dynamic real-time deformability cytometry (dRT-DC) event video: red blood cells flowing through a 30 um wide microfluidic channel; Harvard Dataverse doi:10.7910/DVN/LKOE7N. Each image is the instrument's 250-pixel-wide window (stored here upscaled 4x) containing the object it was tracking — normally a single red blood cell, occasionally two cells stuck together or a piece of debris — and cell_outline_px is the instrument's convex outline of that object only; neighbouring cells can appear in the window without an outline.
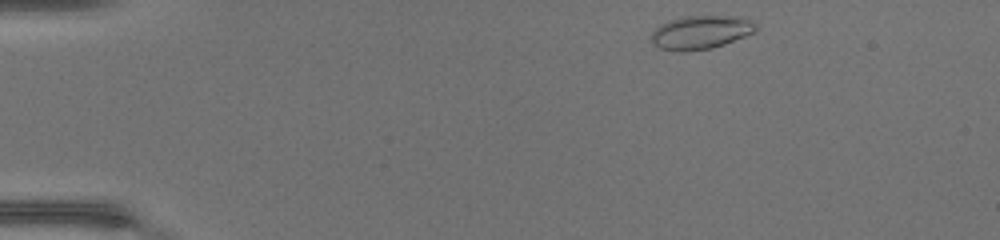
{"species": "common noctule bat (a hibernating species)", "species_latin": "Nyctalus noctula", "temperature_condition": "warm", "stored_images_in_passage": 41, "camera_frame_rate_fps": 3000, "um_per_image_px": 0.085, "animal": {"sex": "female", "body_mass_g": 17.0, "forearm_length_mm": 48.0}, "frame": {"image": 1, "passage_image": 1, "time_ms": 0.0, "image_size_px": [1000, 240], "cell_outline_px": [[756, 32], [724, 44], [712, 48], [680, 52], [660, 48], [652, 40], [652, 32], [660, 24], [668, 20], [684, 16], [744, 16], [752, 20], [756, 24]], "centroid_in_image_um": [59.61, 2.73], "position_along_channel_um": 25.4, "area_um2": 20.52}}
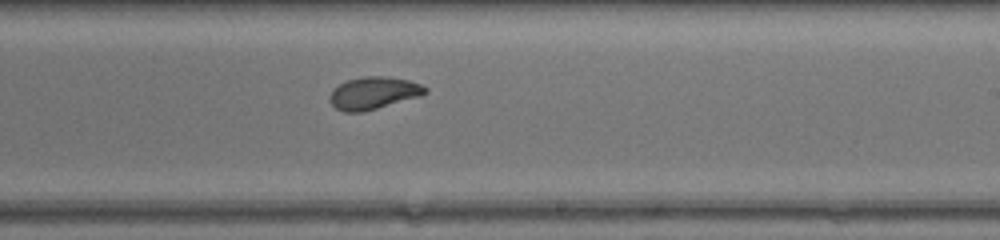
{"frame": {"image": 2, "passage_image": 23, "time_ms": 7.333, "image_size_px": [1000, 240], "cell_outline_px": [[428, 92], [420, 96], [376, 108], [360, 112], [344, 112], [336, 108], [328, 100], [328, 96], [340, 84], [348, 80], [364, 76], [384, 76], [408, 80], [420, 84], [428, 88]], "centroid_in_image_um": [31.75, 7.9], "position_along_channel_um": 257.2, "area_um2": 17.74}}
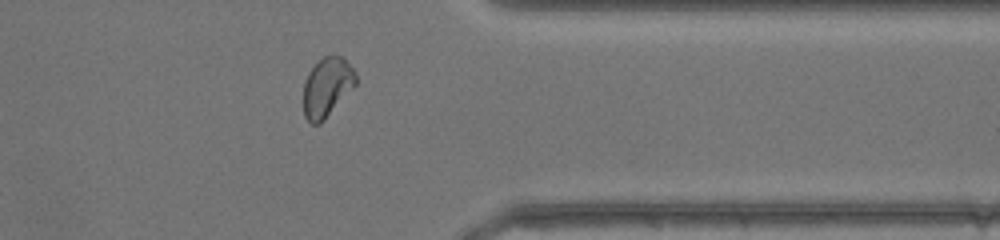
{"frame": {"image": 3, "passage_image": 32, "time_ms": 10.333, "image_size_px": [1000, 240], "cell_outline_px": [[356, 84], [324, 120], [320, 124], [312, 124], [304, 116], [304, 80], [308, 72], [324, 56], [340, 56], [356, 72]], "centroid_in_image_um": [27.78, 7.43], "position_along_channel_um": 383.6, "area_um2": 17.74}, "authors_computed_cell_mechanics": {"area_um2": 18.7272, "velocity_mm_per_s": 4.4486, "shape_relaxation_time_tau1_ms": 4.8517, "shape_relaxation_time_tau2_ms": 0.9575, "deformation_change_tau1": 0.1811, "deformation_change_tau2": 0.0528}}